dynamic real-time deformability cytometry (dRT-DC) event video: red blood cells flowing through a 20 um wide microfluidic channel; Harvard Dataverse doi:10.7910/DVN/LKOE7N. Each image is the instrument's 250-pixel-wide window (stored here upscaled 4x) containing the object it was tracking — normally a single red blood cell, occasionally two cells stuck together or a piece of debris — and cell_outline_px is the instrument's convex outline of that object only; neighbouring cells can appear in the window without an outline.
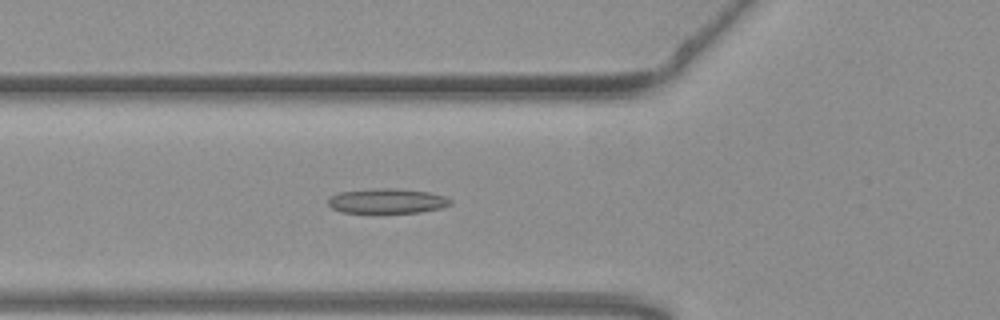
{"species": "common noctule bat (a hibernating species)", "species_latin": "Nyctalus noctula", "temperature_condition": "warm", "stored_images_in_passage": 49, "camera_frame_rate_fps": 3000, "um_per_image_px": 0.085, "animal": {"sex": "female", "body_mass_g": 19.3, "forearm_length_mm": 54.1}, "frame": {"image": 1, "passage_image": 14, "time_ms": 4.333, "image_size_px": [1000, 320], "cell_outline_px": [[452, 204], [444, 208], [420, 212], [376, 216], [340, 212], [332, 208], [328, 204], [328, 200], [332, 196], [340, 192], [372, 188], [396, 188], [428, 192], [444, 196], [452, 200]], "centroid_in_image_um": [32.89, 17.14], "position_along_channel_um": 92.9, "area_um2": 18.84}}
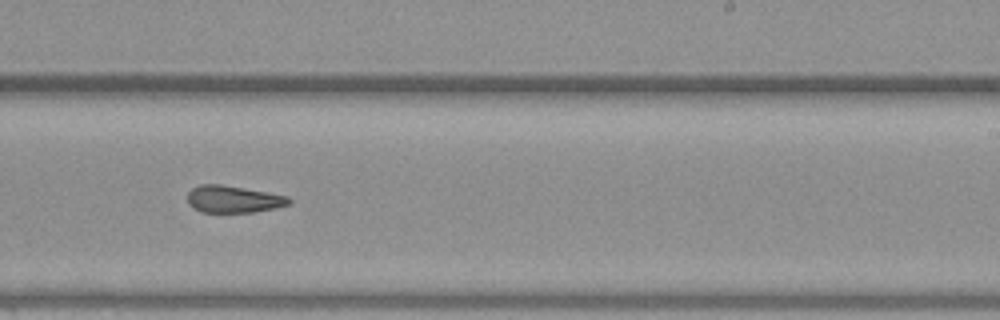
{"frame": {"image": 2, "passage_image": 28, "time_ms": 9.0, "image_size_px": [1000, 320], "cell_outline_px": [[292, 204], [276, 208], [252, 212], [200, 212], [188, 204], [188, 192], [192, 188], [200, 184], [220, 184], [268, 192], [288, 196], [292, 200]], "centroid_in_image_um": [19.86, 16.93], "position_along_channel_um": 269.1, "area_um2": 16.13}}
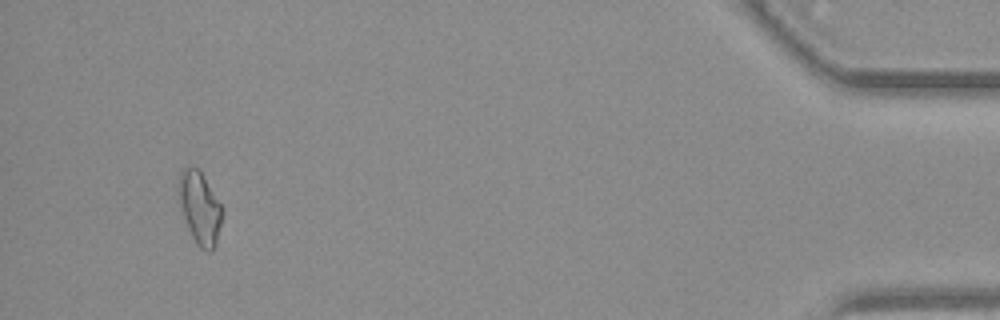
{"frame": {"image": 3, "passage_image": 46, "time_ms": 15.0, "image_size_px": [1000, 320], "cell_outline_px": [[224, 212], [216, 244], [212, 252], [208, 252], [200, 248], [196, 244], [188, 228], [180, 208], [180, 172], [184, 168], [200, 168], [220, 204]], "centroid_in_image_um": [17.02, 17.72], "position_along_channel_um": 418.2, "area_um2": 18.21}}